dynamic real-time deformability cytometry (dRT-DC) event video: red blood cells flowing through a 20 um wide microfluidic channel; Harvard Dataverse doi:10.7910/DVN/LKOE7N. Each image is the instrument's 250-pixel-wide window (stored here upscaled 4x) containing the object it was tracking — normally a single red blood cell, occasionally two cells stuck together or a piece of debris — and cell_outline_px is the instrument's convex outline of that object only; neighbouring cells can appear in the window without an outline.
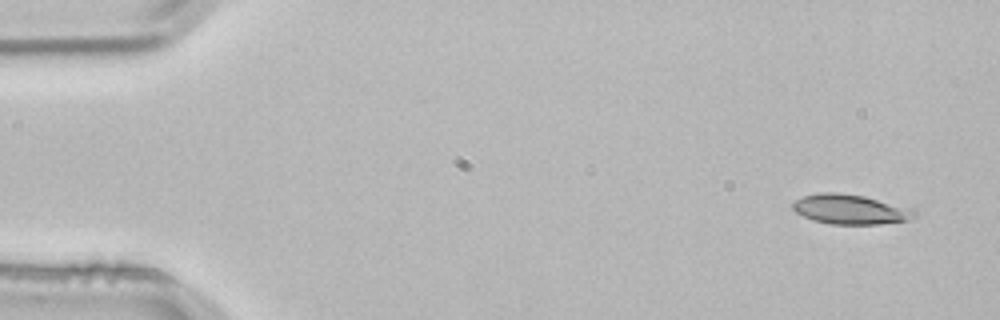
{"species": "common noctule bat (a hibernating species)", "species_latin": "Nyctalus noctula", "temperature_condition": "room temperature", "stored_images_in_passage": 3, "camera_frame_rate_fps": 3000, "um_per_image_px": 0.085, "animal": {"sex": "male", "body_mass_g": 21.5, "forearm_length_mm": 52.0}, "frame": {"image": 1, "passage_image": 1, "time_ms": 0.0, "image_size_px": [1000, 320], "cell_outline_px": [[916, 216], [908, 220], [880, 224], [832, 224], [812, 220], [796, 212], [792, 208], [792, 204], [796, 200], [804, 196], [820, 192], [836, 192], [864, 196], [916, 212]], "centroid_in_image_um": [72.18, 17.8], "position_along_channel_um": 12.8, "area_um2": 20.52}}